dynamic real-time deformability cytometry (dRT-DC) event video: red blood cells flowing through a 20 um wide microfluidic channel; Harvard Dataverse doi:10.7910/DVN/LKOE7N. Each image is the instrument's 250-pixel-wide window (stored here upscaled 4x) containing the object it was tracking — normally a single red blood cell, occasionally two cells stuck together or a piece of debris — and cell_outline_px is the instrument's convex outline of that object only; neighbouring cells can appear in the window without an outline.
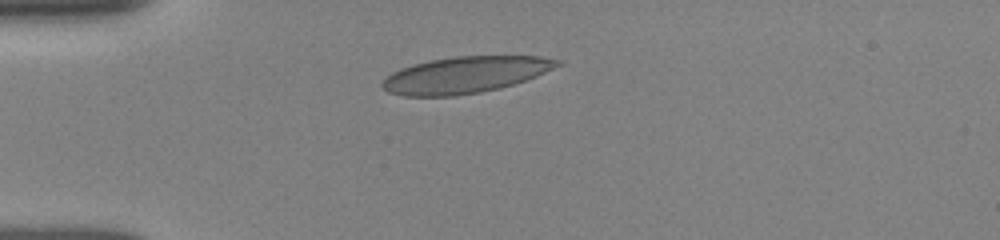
{"species": "human", "species_latin": "Homo sapiens", "temperature_condition": "room temperature", "stored_images_in_passage": 52, "camera_frame_rate_fps": 3000, "um_per_image_px": 0.085, "donor": {"sex": "female"}, "frame": {"image": 1, "passage_image": 1, "time_ms": 0.0, "image_size_px": [1000, 240], "cell_outline_px": [[564, 64], [536, 76], [500, 88], [480, 92], [452, 96], [404, 96], [388, 92], [380, 84], [392, 72], [400, 68], [412, 64], [432, 60], [456, 56], [540, 56], [564, 60]], "centroid_in_image_um": [39.57, 6.35], "position_along_channel_um": 45.4, "area_um2": 37.17}}
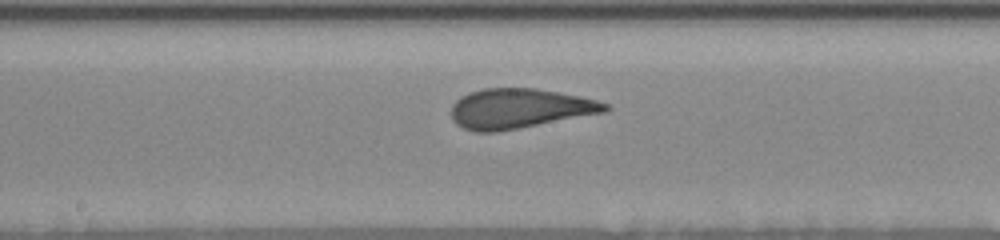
{"frame": {"image": 2, "passage_image": 22, "time_ms": 4.667, "image_size_px": [1000, 240], "cell_outline_px": [[612, 108], [608, 112], [520, 128], [496, 132], [476, 132], [464, 128], [456, 124], [452, 120], [452, 104], [460, 96], [484, 88], [536, 88], [560, 92], [580, 96], [596, 100], [608, 104]], "centroid_in_image_um": [44.19, 9.23], "position_along_channel_um": 204.0, "area_um2": 35.95}}
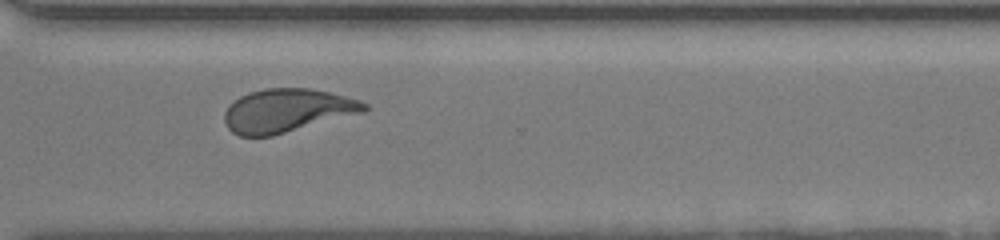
{"frame": {"image": 3, "passage_image": 51, "time_ms": 8.333, "image_size_px": [1000, 240], "cell_outline_px": [[368, 108], [364, 112], [272, 136], [240, 136], [232, 132], [228, 128], [224, 120], [224, 112], [240, 96], [264, 88], [308, 88], [328, 92], [360, 100], [368, 104]], "centroid_in_image_um": [24.41, 9.4], "position_along_channel_um": 346.2, "area_um2": 35.08}}